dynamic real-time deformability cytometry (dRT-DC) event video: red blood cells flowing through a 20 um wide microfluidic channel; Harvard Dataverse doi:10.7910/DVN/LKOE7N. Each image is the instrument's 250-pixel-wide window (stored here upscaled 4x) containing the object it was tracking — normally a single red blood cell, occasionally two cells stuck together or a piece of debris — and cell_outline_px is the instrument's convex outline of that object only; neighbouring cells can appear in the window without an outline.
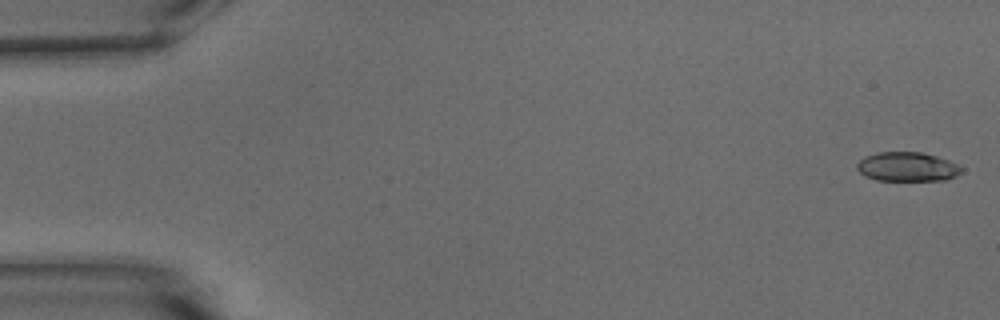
{"species": "common noctule bat (a hibernating species)", "species_latin": "Nyctalus noctula", "temperature_condition": "warm", "stored_images_in_passage": 53, "camera_frame_rate_fps": 3000, "um_per_image_px": 0.085, "animal": {"sex": "male", "body_mass_g": 15.6}, "frame": {"image": 1, "passage_image": 1, "time_ms": 0.0, "image_size_px": [1000, 320], "cell_outline_px": [[964, 172], [956, 176], [944, 180], [876, 180], [864, 176], [856, 168], [856, 164], [864, 156], [876, 152], [924, 152], [948, 160], [964, 168]], "centroid_in_image_um": [77.12, 14.17], "position_along_channel_um": 7.9, "area_um2": 17.98}}
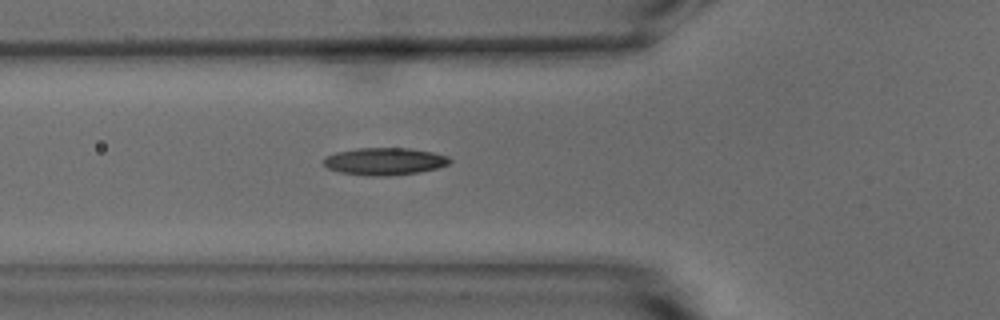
{"frame": {"image": 2, "passage_image": 19, "time_ms": 6.0, "image_size_px": [1000, 320], "cell_outline_px": [[452, 160], [448, 164], [436, 168], [420, 172], [388, 176], [368, 176], [340, 172], [328, 168], [324, 164], [324, 156], [336, 152], [356, 148], [408, 148], [432, 152], [448, 156]], "centroid_in_image_um": [32.68, 13.71], "position_along_channel_um": 93.1, "area_um2": 20.11}}
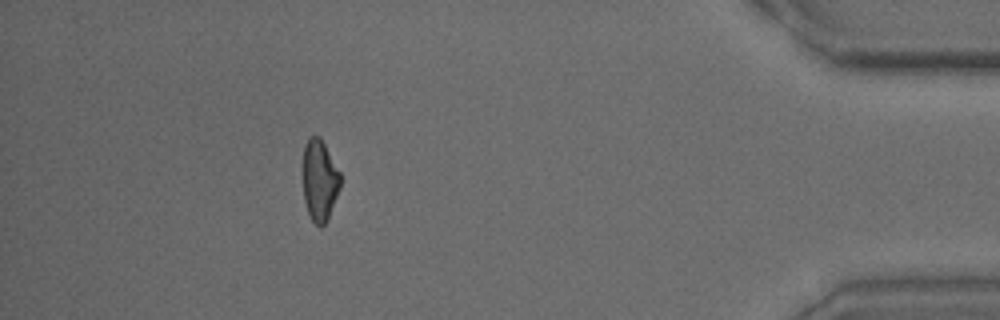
{"frame": {"image": 3, "passage_image": 48, "time_ms": 15.667, "image_size_px": [1000, 320], "cell_outline_px": [[340, 188], [328, 220], [320, 228], [312, 220], [308, 212], [304, 200], [304, 144], [308, 136], [320, 136], [340, 172]], "centroid_in_image_um": [27.18, 15.33], "position_along_channel_um": 408.0, "area_um2": 17.69}, "authors_computed_cell_mechanics": {"area_um2": 18.7272, "velocity_mm_per_s": 3.7933, "shape_relaxation_time_tau1_ms": 7.5532, "shape_relaxation_time_tau2_ms": 3.6711, "deformation_change_tau1": 0.2165, "deformation_change_tau2": 0.1108}}